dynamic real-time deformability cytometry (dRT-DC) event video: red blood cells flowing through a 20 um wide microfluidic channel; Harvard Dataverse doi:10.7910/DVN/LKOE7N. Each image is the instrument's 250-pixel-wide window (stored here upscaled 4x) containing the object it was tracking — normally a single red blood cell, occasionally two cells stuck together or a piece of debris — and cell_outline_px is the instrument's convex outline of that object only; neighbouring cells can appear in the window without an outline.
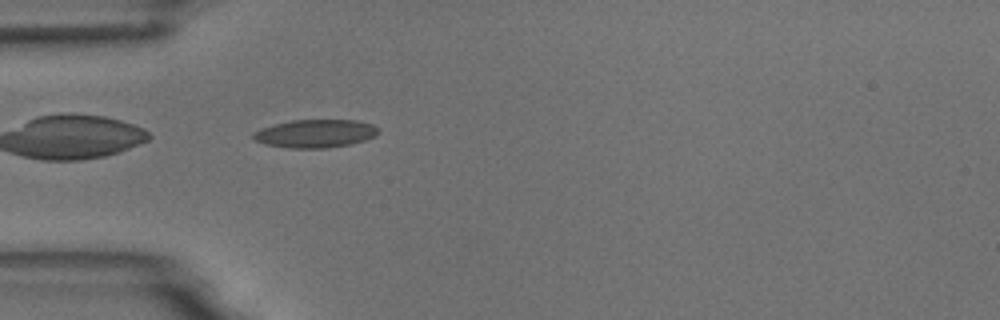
{"species": "common noctule bat (a hibernating species)", "species_latin": "Nyctalus noctula", "temperature_condition": "room temperature", "stored_images_in_passage": 2, "camera_frame_rate_fps": 3000, "um_per_image_px": 0.085, "animal": {"sex": "male", "body_mass_g": 18.8}, "frame": {"image": 1, "passage_image": 2, "time_ms": 1.333, "image_size_px": [1000, 320], "cell_outline_px": [[380, 132], [376, 136], [352, 144], [328, 148], [288, 148], [268, 144], [256, 140], [252, 136], [252, 132], [260, 128], [292, 120], [356, 120], [372, 124], [380, 128]], "centroid_in_image_um": [26.85, 11.35], "position_along_channel_um": 58.1, "area_um2": 20.58}}